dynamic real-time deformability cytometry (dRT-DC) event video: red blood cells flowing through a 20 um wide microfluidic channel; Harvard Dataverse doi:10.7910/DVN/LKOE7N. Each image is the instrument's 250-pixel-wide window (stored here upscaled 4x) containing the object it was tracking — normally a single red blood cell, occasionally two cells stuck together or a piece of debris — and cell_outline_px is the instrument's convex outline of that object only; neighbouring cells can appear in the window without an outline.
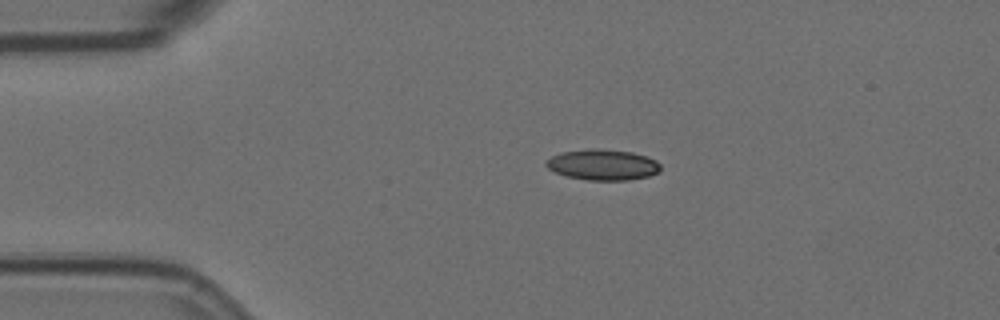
{"species": "Egyptian fruit bat (a non-hibernating species)", "species_latin": "Rousettus aegyptiacus", "temperature_condition": "room temperature", "stored_images_in_passage": 3, "camera_frame_rate_fps": 3000, "um_per_image_px": 0.085, "animal": {"sex": "female"}, "frame": {"image": 1, "passage_image": 1, "time_ms": 0.0, "image_size_px": [1000, 320], "cell_outline_px": [[660, 172], [648, 176], [628, 180], [588, 180], [568, 176], [556, 172], [548, 168], [544, 164], [544, 160], [560, 152], [592, 148], [596, 148], [632, 152], [656, 160], [660, 164]], "centroid_in_image_um": [51.22, 13.99], "position_along_channel_um": 33.8, "area_um2": 20.52}}
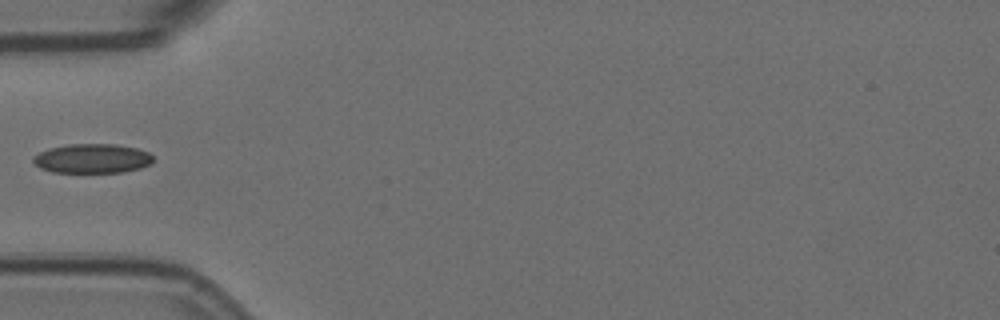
{"frame": {"image": 2, "passage_image": 3, "time_ms": 0.667, "image_size_px": [1000, 320], "cell_outline_px": [[152, 164], [140, 168], [124, 172], [52, 172], [40, 168], [32, 160], [32, 156], [48, 148], [68, 144], [116, 144], [136, 148], [148, 152], [152, 156]], "centroid_in_image_um": [7.83, 13.47], "position_along_channel_um": 77.2, "area_um2": 20.58}}